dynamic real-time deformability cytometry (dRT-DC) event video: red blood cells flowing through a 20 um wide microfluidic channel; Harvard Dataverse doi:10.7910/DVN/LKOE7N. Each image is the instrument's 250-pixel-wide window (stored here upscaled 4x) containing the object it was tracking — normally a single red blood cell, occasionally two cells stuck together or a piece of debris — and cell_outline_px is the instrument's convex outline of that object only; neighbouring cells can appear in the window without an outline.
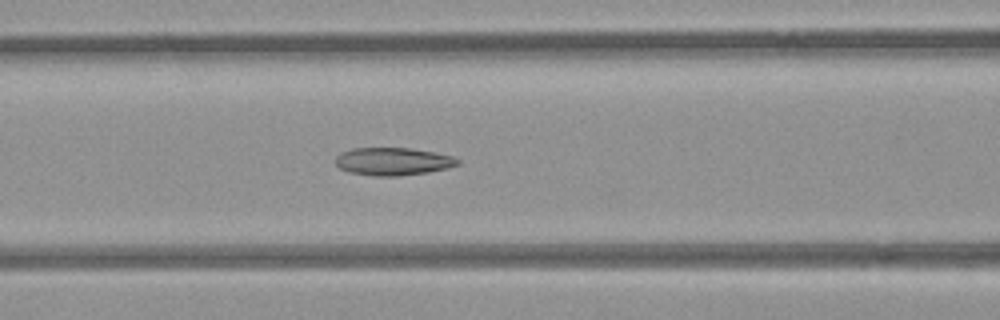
{"species": "common noctule bat (a hibernating species)", "species_latin": "Nyctalus noctula", "temperature_condition": "room temperature", "stored_images_in_passage": 16, "camera_frame_rate_fps": 3000, "um_per_image_px": 0.085, "animal": {"sex": "female", "body_mass_g": 21.9}, "frame": {"image": 1, "passage_image": 12, "time_ms": 3.667, "image_size_px": [1000, 320], "cell_outline_px": [[460, 164], [448, 168], [428, 172], [400, 176], [372, 176], [348, 172], [340, 168], [336, 164], [336, 156], [340, 152], [352, 148], [412, 148], [436, 152], [452, 156], [460, 160]], "centroid_in_image_um": [33.41, 13.72], "position_along_channel_um": 133.2, "area_um2": 20.0}}